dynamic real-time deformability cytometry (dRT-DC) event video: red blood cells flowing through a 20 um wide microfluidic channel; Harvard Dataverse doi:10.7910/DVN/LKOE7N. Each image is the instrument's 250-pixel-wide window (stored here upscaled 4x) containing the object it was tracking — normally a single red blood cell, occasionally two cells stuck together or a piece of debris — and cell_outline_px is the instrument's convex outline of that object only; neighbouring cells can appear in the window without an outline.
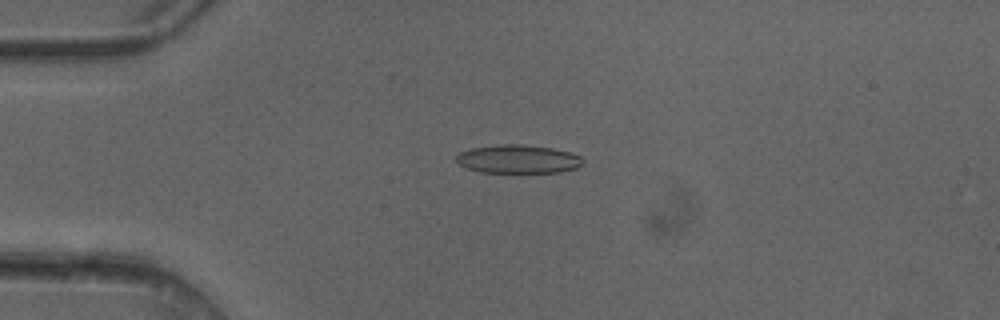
{"species": "common noctule bat (a hibernating species)", "species_latin": "Nyctalus noctula", "temperature_condition": "cold", "stored_images_in_passage": 5, "camera_frame_rate_fps": 3000, "um_per_image_px": 0.085, "animal": {"sex": "female"}, "frame": {"image": 1, "passage_image": 4, "time_ms": 1.0, "image_size_px": [1000, 320], "cell_outline_px": [[584, 160], [576, 168], [560, 172], [480, 172], [464, 168], [456, 160], [456, 156], [460, 152], [472, 148], [500, 144], [520, 144], [552, 148], [568, 152], [580, 156]], "centroid_in_image_um": [44.0, 13.52], "position_along_channel_um": 41.0, "area_um2": 20.87}}